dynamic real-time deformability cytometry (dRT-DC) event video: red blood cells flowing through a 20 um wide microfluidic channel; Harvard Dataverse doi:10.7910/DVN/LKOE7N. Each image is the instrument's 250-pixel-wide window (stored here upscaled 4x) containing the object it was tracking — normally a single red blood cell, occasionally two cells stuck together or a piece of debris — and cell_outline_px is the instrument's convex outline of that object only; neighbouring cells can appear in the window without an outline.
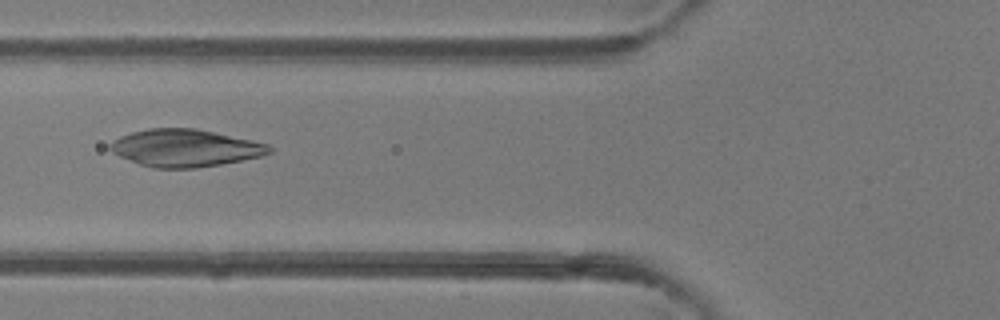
{"species": "common noctule bat (a hibernating species)", "species_latin": "Nyctalus noctula", "temperature_condition": "room temperature", "stored_images_in_passage": 42, "camera_frame_rate_fps": 3000, "um_per_image_px": 0.085, "animal": {"sex": "female"}, "frame": {"image": 1, "passage_image": 13, "time_ms": 4.0, "image_size_px": [1000, 320], "cell_outline_px": [[272, 152], [260, 156], [220, 164], [196, 168], [152, 168], [140, 164], [120, 156], [112, 152], [108, 148], [108, 144], [112, 140], [120, 136], [132, 132], [148, 128], [196, 128], [252, 140], [268, 144], [272, 148]], "centroid_in_image_um": [15.7, 12.57], "position_along_channel_um": 110.1, "area_um2": 34.56}}
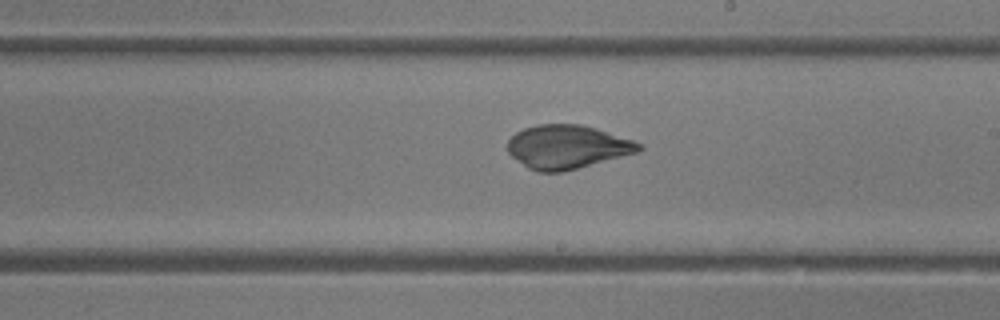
{"frame": {"image": 2, "passage_image": 22, "time_ms": 7.0, "image_size_px": [1000, 320], "cell_outline_px": [[644, 148], [636, 152], [576, 168], [560, 172], [536, 172], [528, 168], [512, 156], [508, 152], [508, 140], [516, 132], [524, 128], [536, 124], [580, 124], [596, 128], [632, 140], [640, 144]], "centroid_in_image_um": [48.16, 12.47], "position_along_channel_um": 240.8, "area_um2": 32.95}}
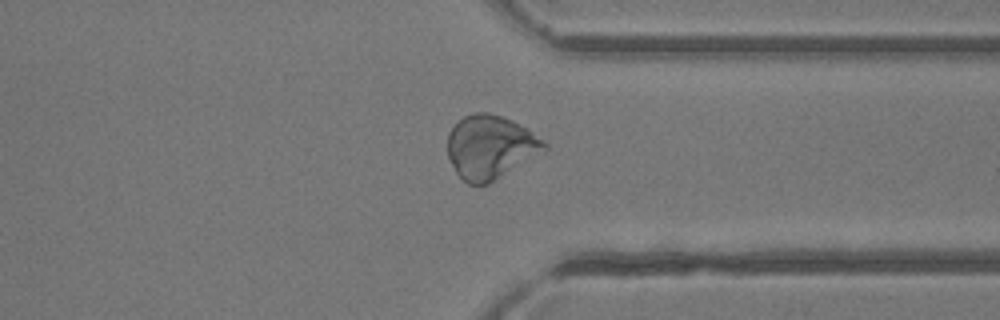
{"frame": {"image": 3, "passage_image": 31, "time_ms": 10.0, "image_size_px": [1000, 320], "cell_outline_px": [[548, 148], [544, 152], [488, 184], [468, 184], [456, 172], [448, 156], [448, 132], [464, 116], [472, 112], [488, 112], [504, 116], [528, 128], [544, 140], [548, 144]], "centroid_in_image_um": [41.71, 12.48], "position_along_channel_um": 369.7, "area_um2": 36.01}}